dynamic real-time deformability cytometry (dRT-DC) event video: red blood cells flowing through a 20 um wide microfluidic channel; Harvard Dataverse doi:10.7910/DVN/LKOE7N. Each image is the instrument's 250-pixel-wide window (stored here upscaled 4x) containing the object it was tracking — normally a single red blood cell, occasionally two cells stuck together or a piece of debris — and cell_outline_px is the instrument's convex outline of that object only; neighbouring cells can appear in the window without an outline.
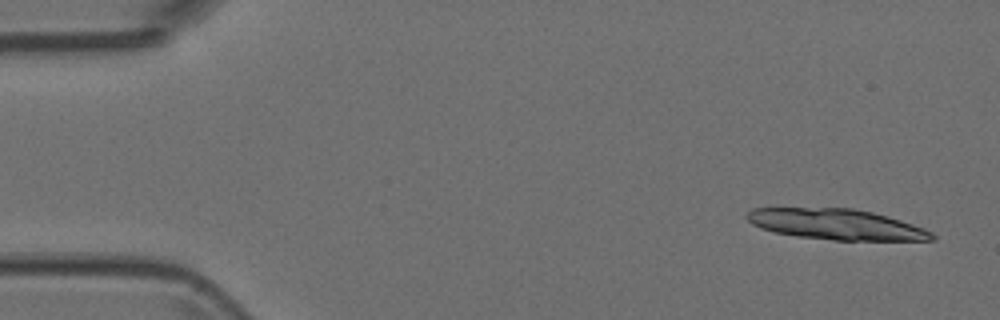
{"species": "Egyptian fruit bat (a non-hibernating species)", "species_latin": "Rousettus aegyptiacus", "temperature_condition": "room temperature", "stored_images_in_passage": 9, "camera_frame_rate_fps": 3000, "um_per_image_px": 0.085, "animal": {"sex": "female"}, "frame": {"image": 1, "passage_image": 1, "time_ms": 0.0, "image_size_px": [1000, 320], "cell_outline_px": [[936, 240], [832, 240], [796, 236], [776, 232], [760, 228], [752, 224], [744, 216], [752, 208], [852, 208], [872, 212], [888, 216], [924, 228], [932, 232], [936, 236]], "centroid_in_image_um": [71.08, 19.07], "position_along_channel_um": 13.9, "area_um2": 33.0}}
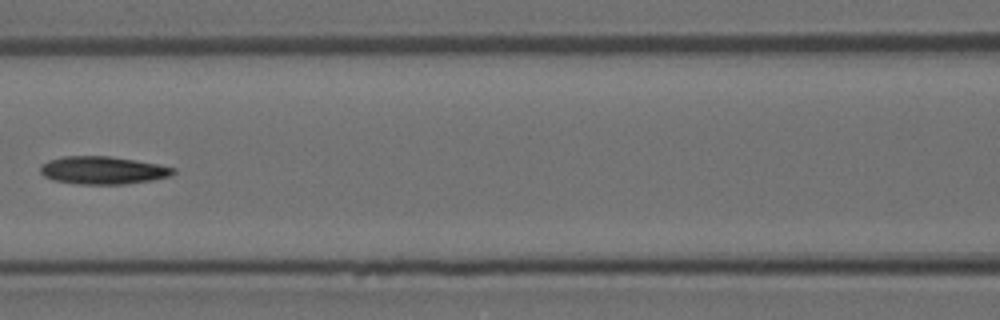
{"frame": {"image": 2, "passage_image": 7, "time_ms": 2.0, "image_size_px": [1000, 320], "cell_outline_px": [[176, 172], [172, 176], [152, 180], [124, 184], [76, 184], [52, 180], [44, 176], [40, 172], [40, 168], [44, 164], [52, 160], [64, 156], [108, 156], [136, 160], [176, 168]], "centroid_in_image_um": [8.78, 14.48], "position_along_channel_um": 157.8, "area_um2": 21.44}}
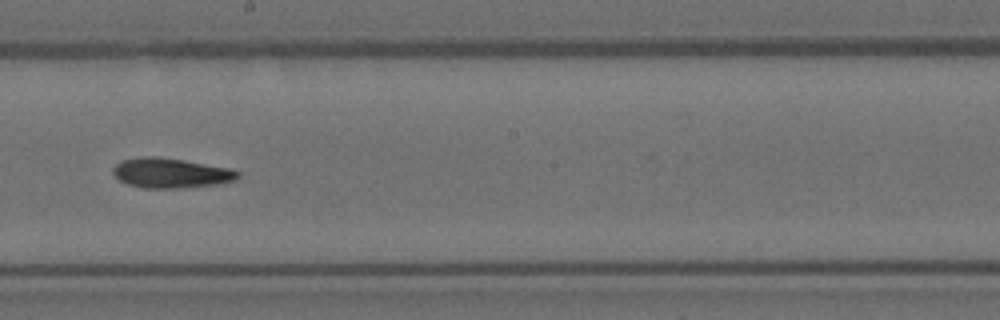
{"frame": {"image": 3, "passage_image": 9, "time_ms": 2.667, "image_size_px": [1000, 320], "cell_outline_px": [[240, 176], [236, 180], [224, 184], [180, 188], [144, 188], [128, 184], [120, 180], [112, 172], [112, 168], [120, 160], [140, 156], [156, 156], [184, 160], [232, 168], [240, 172]], "centroid_in_image_um": [14.56, 14.7], "position_along_channel_um": 233.6, "area_um2": 22.14}}